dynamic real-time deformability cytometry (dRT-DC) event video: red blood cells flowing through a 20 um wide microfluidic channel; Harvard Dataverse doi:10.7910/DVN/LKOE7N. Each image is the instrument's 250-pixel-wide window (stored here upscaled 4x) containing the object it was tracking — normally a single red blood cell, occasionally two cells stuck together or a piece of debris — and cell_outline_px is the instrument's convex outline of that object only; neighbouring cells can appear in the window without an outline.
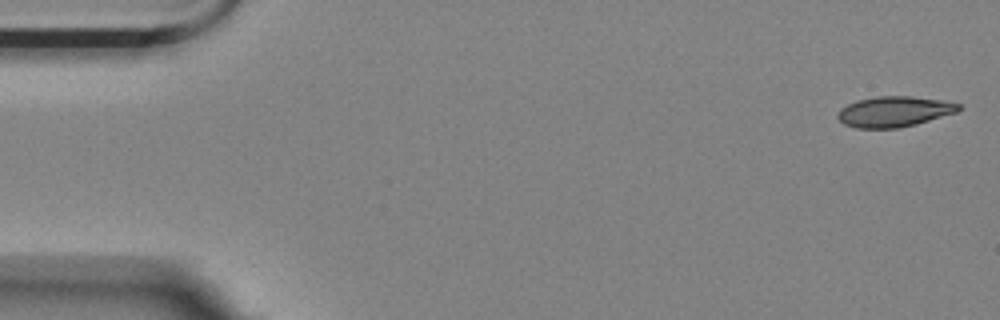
{"species": "Egyptian fruit bat (a non-hibernating species)", "species_latin": "Rousettus aegyptiacus", "temperature_condition": "room temperature", "stored_images_in_passage": 5, "camera_frame_rate_fps": 3000, "um_per_image_px": 0.085, "animal": {"sex": "female"}, "frame": {"image": 1, "passage_image": 1, "time_ms": 0.0, "image_size_px": [1000, 320], "cell_outline_px": [[964, 108], [956, 112], [916, 124], [900, 128], [856, 128], [844, 124], [836, 116], [840, 108], [856, 100], [876, 96], [912, 96], [940, 100], [960, 104]], "centroid_in_image_um": [75.99, 9.48], "position_along_channel_um": 9.0, "area_um2": 21.56}}